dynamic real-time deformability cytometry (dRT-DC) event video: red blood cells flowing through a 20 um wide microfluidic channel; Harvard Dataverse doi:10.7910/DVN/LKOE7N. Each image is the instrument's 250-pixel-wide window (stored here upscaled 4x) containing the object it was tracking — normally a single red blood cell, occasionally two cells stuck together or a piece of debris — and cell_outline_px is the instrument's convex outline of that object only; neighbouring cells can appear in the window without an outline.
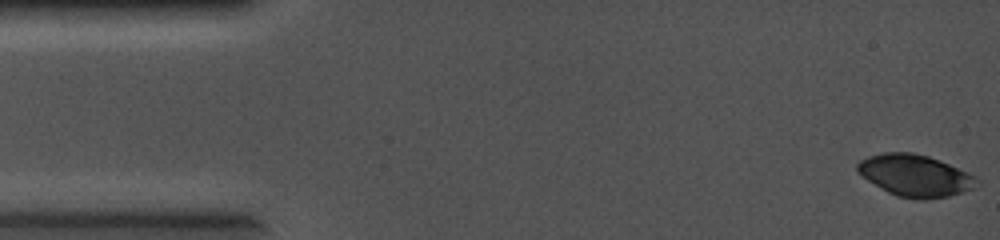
{"species": "common noctule bat (a hibernating species)", "species_latin": "Nyctalus noctula", "temperature_condition": "cold", "stored_images_in_passage": 4, "camera_frame_rate_fps": 5000, "um_per_image_px": 0.085, "animal": {"sex": "female", "body_mass_g": 19.0, "forearm_length_mm": 56.7}, "frame": {"image": 1, "passage_image": 1, "time_ms": 0.0, "image_size_px": [1000, 240], "cell_outline_px": [[980, 184], [976, 188], [948, 196], [924, 200], [896, 196], [888, 192], [868, 180], [856, 172], [856, 164], [860, 160], [868, 156], [884, 152], [912, 152], [928, 156], [940, 160], [976, 176]], "centroid_in_image_um": [77.79, 14.92], "position_along_channel_um": 7.2, "area_um2": 29.19}}